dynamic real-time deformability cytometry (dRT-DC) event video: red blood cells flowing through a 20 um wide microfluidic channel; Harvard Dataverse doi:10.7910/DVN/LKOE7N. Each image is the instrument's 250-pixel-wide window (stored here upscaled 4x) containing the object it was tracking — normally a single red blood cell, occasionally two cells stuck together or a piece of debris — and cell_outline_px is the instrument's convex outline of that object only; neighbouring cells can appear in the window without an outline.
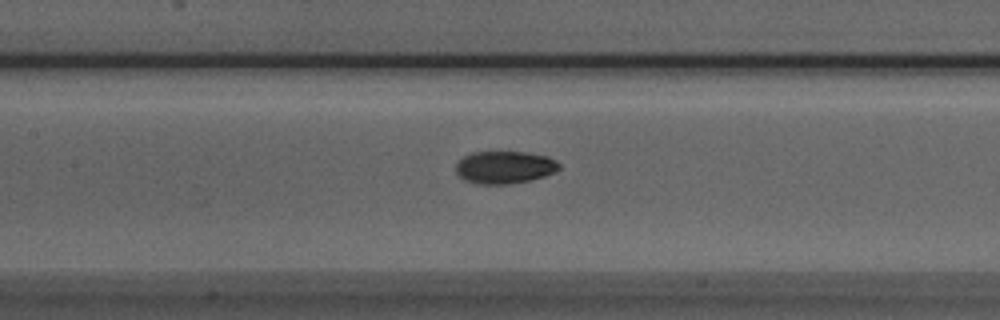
{"species": "Egyptian fruit bat (a non-hibernating species)", "species_latin": "Rousettus aegyptiacus", "temperature_condition": "room temperature", "stored_images_in_passage": 30, "camera_frame_rate_fps": 3000, "um_per_image_px": 0.085, "animal": {"sex": "male"}, "frame": {"image": 1, "passage_image": 8, "time_ms": 2.333, "image_size_px": [1000, 320], "cell_outline_px": [[560, 168], [544, 176], [532, 180], [508, 184], [476, 184], [464, 180], [456, 172], [456, 164], [464, 156], [472, 152], [524, 152], [548, 156], [556, 160], [560, 164]], "centroid_in_image_um": [42.88, 14.22], "position_along_channel_um": 164.5, "area_um2": 19.59}}
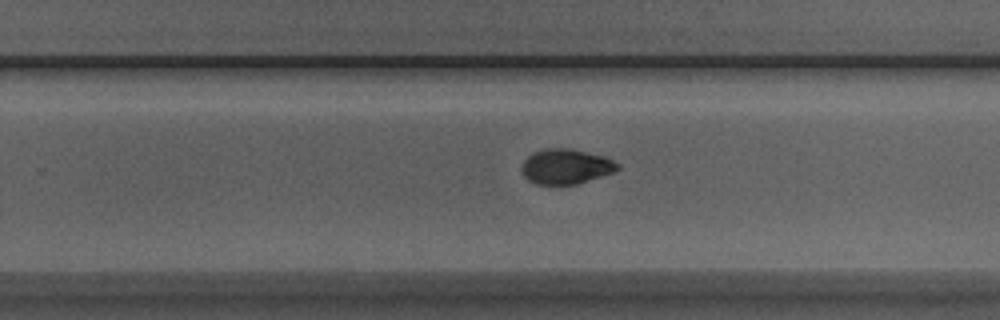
{"frame": {"image": 2, "passage_image": 17, "time_ms": 5.333, "image_size_px": [1000, 320], "cell_outline_px": [[620, 168], [612, 172], [576, 184], [536, 184], [528, 180], [524, 176], [520, 168], [524, 160], [532, 152], [544, 148], [568, 148], [604, 156], [620, 164]], "centroid_in_image_um": [48.06, 14.14], "position_along_channel_um": 281.7, "area_um2": 19.48}}
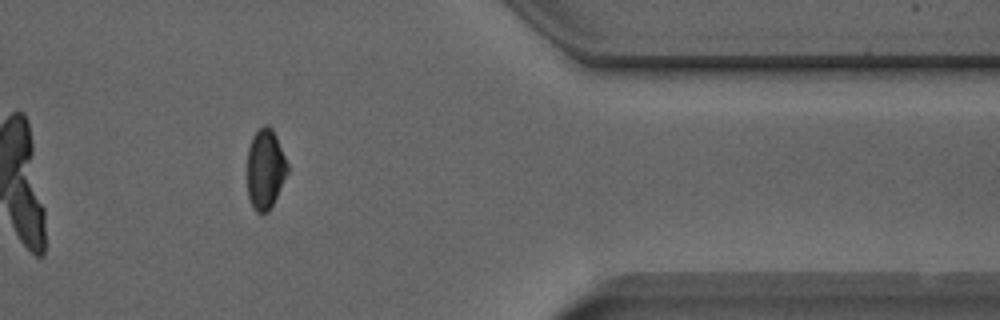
{"frame": {"image": 3, "passage_image": 27, "time_ms": 8.667, "image_size_px": [1000, 320], "cell_outline_px": [[288, 172], [268, 212], [256, 212], [252, 208], [248, 196], [248, 148], [252, 136], [264, 124], [268, 124], [272, 128], [276, 136], [288, 164]], "centroid_in_image_um": [22.54, 14.35], "position_along_channel_um": 388.9, "area_um2": 18.61}}